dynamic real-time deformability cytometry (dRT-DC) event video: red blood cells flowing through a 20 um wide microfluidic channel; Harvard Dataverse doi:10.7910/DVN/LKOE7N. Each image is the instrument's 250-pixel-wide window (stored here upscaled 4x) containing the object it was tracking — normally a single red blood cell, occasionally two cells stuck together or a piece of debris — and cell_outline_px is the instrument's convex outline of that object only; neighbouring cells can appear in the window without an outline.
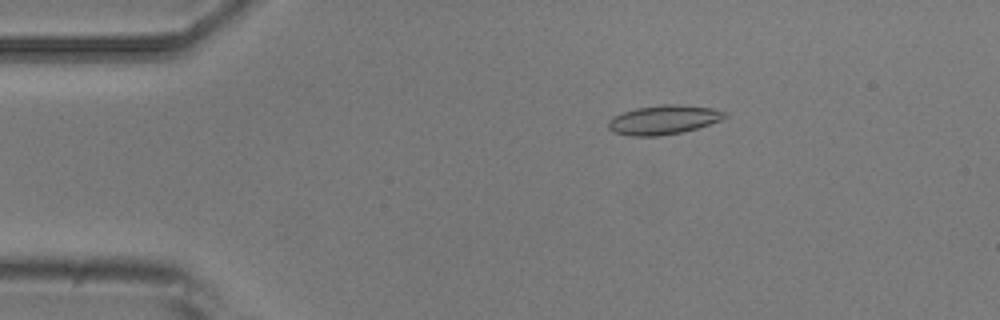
{"species": "common noctule bat (a hibernating species)", "species_latin": "Nyctalus noctula", "temperature_condition": "room temperature", "stored_images_in_passage": 4, "camera_frame_rate_fps": 3000, "um_per_image_px": 0.085, "animal": {"sex": "male", "body_mass_g": 20.5, "forearm_length_mm": 52.5}, "frame": {"image": 1, "passage_image": 1, "time_ms": 0.0, "image_size_px": [1000, 320], "cell_outline_px": [[728, 116], [720, 120], [684, 132], [660, 136], [632, 136], [616, 132], [608, 128], [608, 120], [612, 116], [636, 108], [660, 104], [680, 104], [712, 108], [728, 112]], "centroid_in_image_um": [56.42, 10.17], "position_along_channel_um": 28.6, "area_um2": 19.88}}
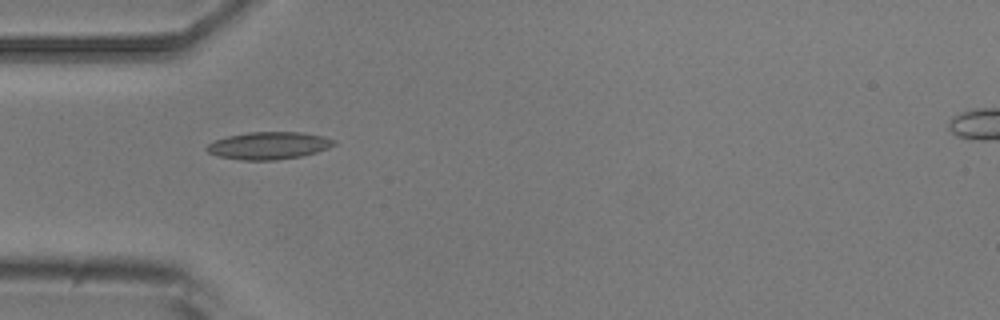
{"frame": {"image": 2, "passage_image": 3, "time_ms": 2.333, "image_size_px": [1000, 320], "cell_outline_px": [[336, 144], [328, 148], [316, 152], [300, 156], [276, 160], [240, 160], [220, 156], [208, 152], [204, 148], [208, 144], [216, 140], [228, 136], [248, 132], [300, 132], [324, 136], [336, 140]], "centroid_in_image_um": [22.86, 12.37], "position_along_channel_um": 62.1, "area_um2": 20.23}}
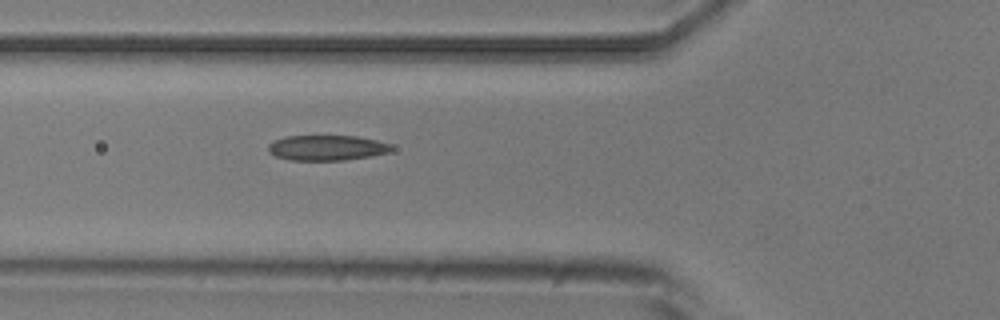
{"frame": {"image": 3, "passage_image": 4, "time_ms": 3.333, "image_size_px": [1000, 320], "cell_outline_px": [[392, 148], [388, 152], [372, 156], [344, 160], [288, 160], [276, 156], [268, 152], [268, 144], [276, 140], [288, 136], [356, 136], [376, 140], [392, 144]], "centroid_in_image_um": [27.78, 12.56], "position_along_channel_um": 98.0, "area_um2": 18.09}}